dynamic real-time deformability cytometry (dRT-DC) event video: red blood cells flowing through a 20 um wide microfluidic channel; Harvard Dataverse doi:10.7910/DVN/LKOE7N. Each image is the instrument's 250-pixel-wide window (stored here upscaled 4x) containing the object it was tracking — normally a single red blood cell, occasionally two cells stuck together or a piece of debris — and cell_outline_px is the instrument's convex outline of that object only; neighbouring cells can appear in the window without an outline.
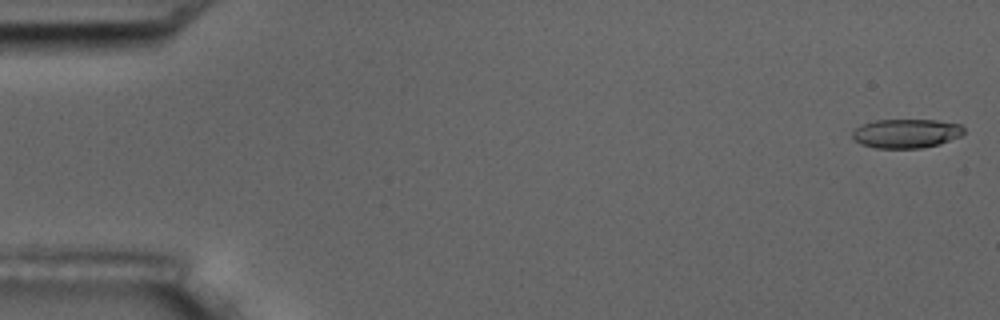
{"species": "common noctule bat (a hibernating species)", "species_latin": "Nyctalus noctula", "temperature_condition": "room temperature", "stored_images_in_passage": 5, "camera_frame_rate_fps": 3000, "um_per_image_px": 0.085, "animal": {"sex": "male", "body_mass_g": 17.5, "forearm_length_mm": 52.3}, "frame": {"image": 1, "passage_image": 1, "time_ms": 0.0, "image_size_px": [1000, 320], "cell_outline_px": [[964, 132], [960, 136], [940, 144], [920, 148], [876, 148], [860, 144], [852, 140], [852, 132], [860, 124], [876, 120], [936, 120], [960, 124], [964, 128]], "centroid_in_image_um": [76.99, 11.34], "position_along_channel_um": 8.0, "area_um2": 19.02}}
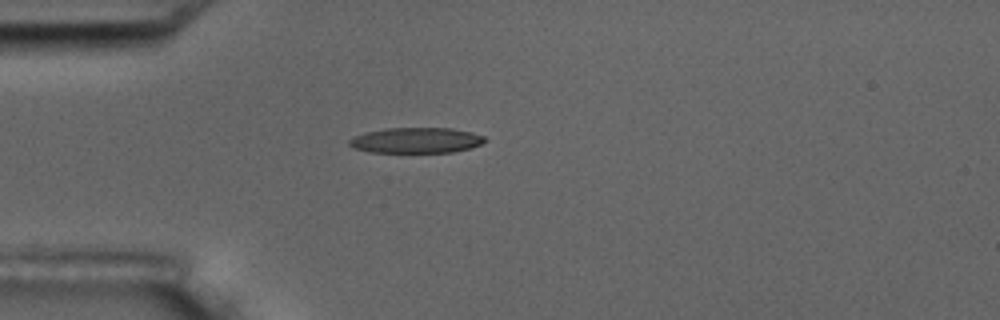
{"frame": {"image": 2, "passage_image": 5, "time_ms": 4.667, "image_size_px": [1000, 320], "cell_outline_px": [[488, 140], [480, 144], [468, 148], [452, 152], [368, 152], [352, 148], [348, 144], [348, 140], [364, 132], [384, 128], [452, 128], [472, 132], [484, 136]], "centroid_in_image_um": [35.34, 11.92], "position_along_channel_um": 49.7, "area_um2": 20.23}}